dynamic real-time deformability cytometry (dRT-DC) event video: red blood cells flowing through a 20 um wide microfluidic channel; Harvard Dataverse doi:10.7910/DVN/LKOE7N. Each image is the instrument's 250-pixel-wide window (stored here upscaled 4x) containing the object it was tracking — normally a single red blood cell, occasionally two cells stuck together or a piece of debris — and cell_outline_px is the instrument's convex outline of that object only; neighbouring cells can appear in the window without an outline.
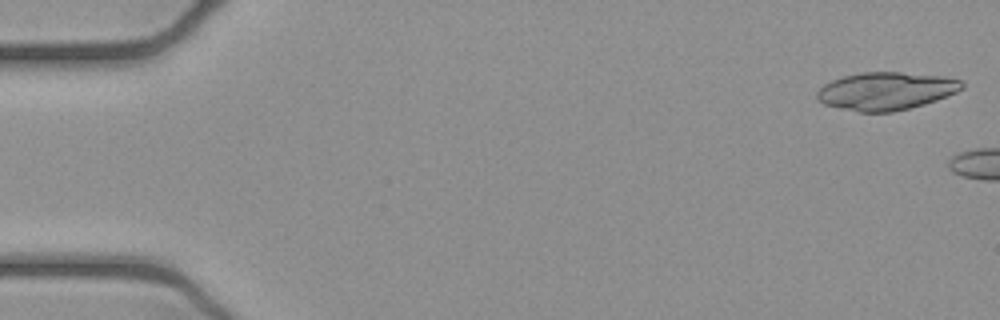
{"species": "common noctule bat (a hibernating species)", "species_latin": "Nyctalus noctula", "temperature_condition": "cold", "stored_images_in_passage": 4, "camera_frame_rate_fps": 3000, "um_per_image_px": 0.085, "animal": {"sex": "female", "body_mass_g": 21.9}, "frame": {"image": 1, "passage_image": 1, "time_ms": 0.0, "image_size_px": [1000, 320], "cell_outline_px": [[964, 88], [956, 92], [936, 100], [924, 104], [892, 112], [860, 112], [840, 108], [824, 104], [816, 100], [816, 92], [824, 84], [832, 80], [844, 76], [860, 72], [900, 72], [944, 76], [964, 80]], "centroid_in_image_um": [75.31, 7.73], "position_along_channel_um": 9.7, "area_um2": 32.08}}